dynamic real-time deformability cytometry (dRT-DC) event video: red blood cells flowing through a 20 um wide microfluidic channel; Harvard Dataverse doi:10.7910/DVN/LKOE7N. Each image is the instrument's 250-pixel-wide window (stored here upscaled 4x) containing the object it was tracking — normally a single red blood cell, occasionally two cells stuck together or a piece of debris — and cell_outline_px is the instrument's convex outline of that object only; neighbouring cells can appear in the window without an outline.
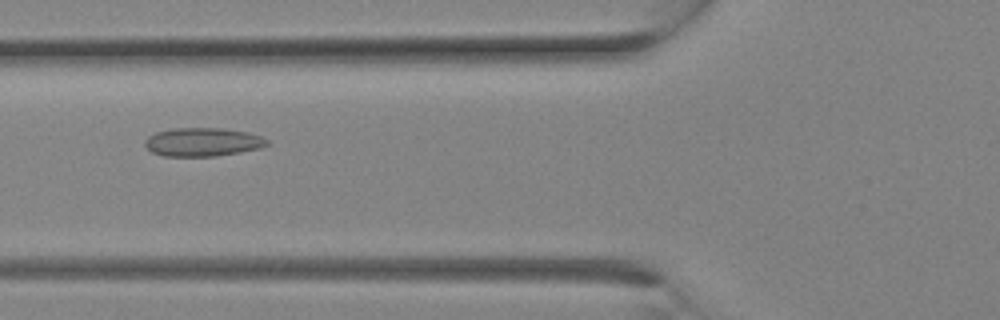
{"species": "Egyptian fruit bat (a non-hibernating species)", "species_latin": "Rousettus aegyptiacus", "temperature_condition": "room temperature", "stored_images_in_passage": 21, "camera_frame_rate_fps": 3000, "um_per_image_px": 0.085, "animal": {"sex": "female"}, "frame": {"image": 1, "passage_image": 5, "time_ms": 1.333, "image_size_px": [1000, 320], "cell_outline_px": [[268, 144], [260, 148], [240, 152], [216, 156], [164, 156], [152, 152], [144, 144], [144, 140], [148, 136], [156, 132], [172, 128], [220, 128], [248, 132], [260, 136], [268, 140]], "centroid_in_image_um": [17.21, 12.07], "position_along_channel_um": 108.6, "area_um2": 20.29}}
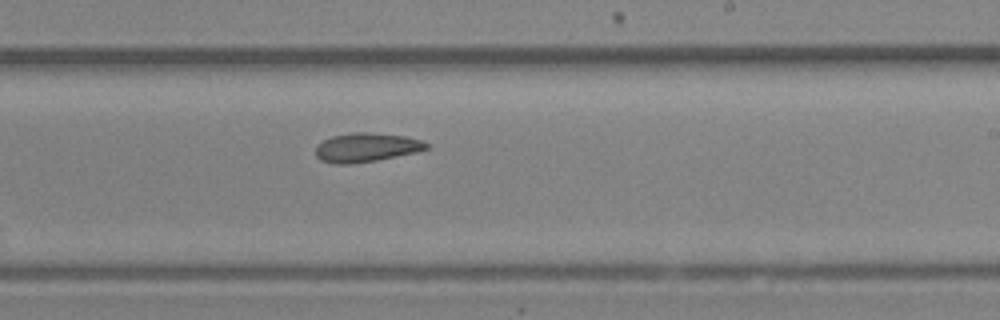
{"frame": {"image": 2, "passage_image": 11, "time_ms": 3.333, "image_size_px": [1000, 320], "cell_outline_px": [[428, 148], [416, 152], [376, 160], [348, 164], [336, 164], [320, 160], [316, 156], [316, 144], [332, 136], [352, 132], [368, 132], [404, 136], [420, 140], [428, 144]], "centroid_in_image_um": [31.09, 12.53], "position_along_channel_um": 257.9, "area_um2": 18.55}}
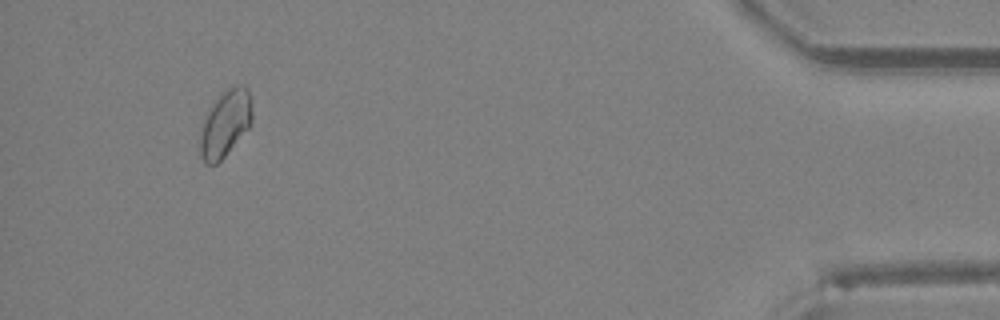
{"frame": {"image": 3, "passage_image": 20, "time_ms": 6.333, "image_size_px": [1000, 320], "cell_outline_px": [[252, 124], [224, 156], [216, 164], [204, 164], [200, 156], [200, 124], [212, 104], [228, 88], [244, 84], [248, 88], [252, 108]], "centroid_in_image_um": [19.14, 10.51], "position_along_channel_um": 416.1, "area_um2": 20.17}}